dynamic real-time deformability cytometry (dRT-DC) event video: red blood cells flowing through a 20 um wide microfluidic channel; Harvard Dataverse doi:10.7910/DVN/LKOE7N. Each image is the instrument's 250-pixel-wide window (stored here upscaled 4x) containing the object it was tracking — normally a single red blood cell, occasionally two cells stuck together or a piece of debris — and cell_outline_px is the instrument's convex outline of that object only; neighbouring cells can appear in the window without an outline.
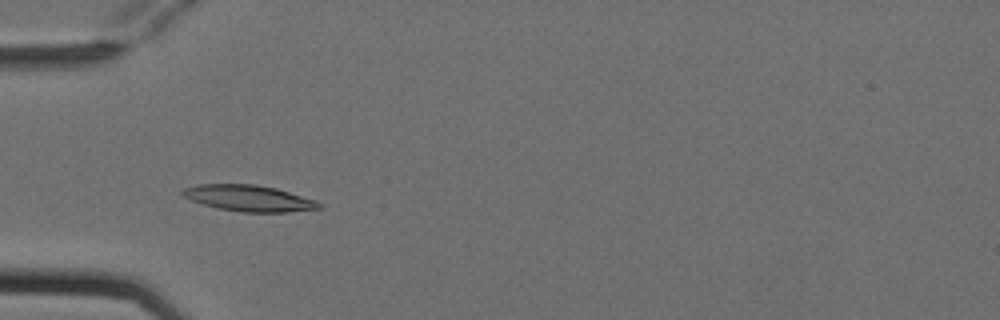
{"species": "Egyptian fruit bat (a non-hibernating species)", "species_latin": "Rousettus aegyptiacus", "temperature_condition": "cold", "stored_images_in_passage": 4, "camera_frame_rate_fps": 3000, "um_per_image_px": 0.085, "animal": {"sex": "female"}, "frame": {"image": 1, "passage_image": 3, "time_ms": 0.667, "image_size_px": [1000, 320], "cell_outline_px": [[324, 208], [288, 212], [240, 212], [216, 208], [192, 200], [184, 196], [180, 192], [184, 188], [200, 184], [256, 184], [276, 188], [316, 200]], "centroid_in_image_um": [21.18, 16.85], "position_along_channel_um": 63.8, "area_um2": 20.81}}
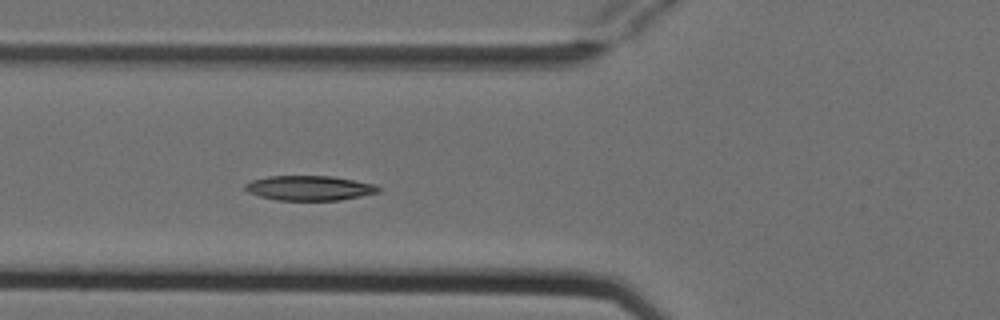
{"frame": {"image": 2, "passage_image": 4, "time_ms": 1.0, "image_size_px": [1000, 320], "cell_outline_px": [[380, 192], [340, 200], [276, 200], [260, 196], [248, 192], [244, 188], [244, 184], [252, 180], [268, 176], [332, 176], [376, 184], [380, 188]], "centroid_in_image_um": [26.3, 15.98], "position_along_channel_um": 99.5, "area_um2": 19.25}}